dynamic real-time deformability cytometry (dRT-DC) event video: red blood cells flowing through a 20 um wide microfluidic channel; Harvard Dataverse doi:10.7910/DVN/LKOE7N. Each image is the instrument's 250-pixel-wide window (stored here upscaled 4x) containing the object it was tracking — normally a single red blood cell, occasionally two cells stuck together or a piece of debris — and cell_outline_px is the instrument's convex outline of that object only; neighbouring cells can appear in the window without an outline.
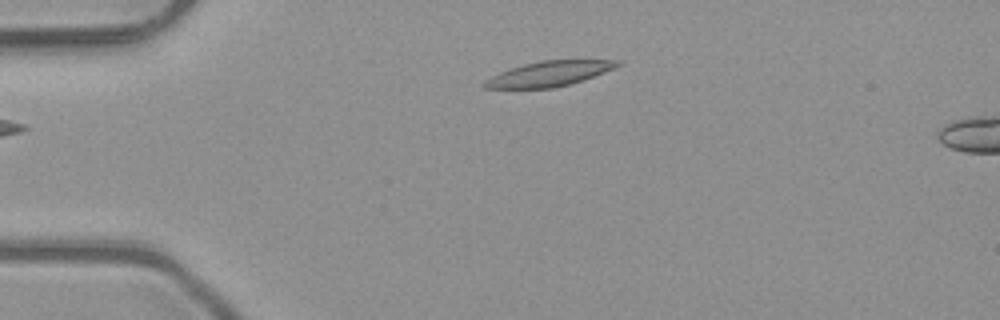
{"species": "common noctule bat (a hibernating species)", "species_latin": "Nyctalus noctula", "temperature_condition": "room temperature", "stored_images_in_passage": 3, "segment_of_instrument_passage": [1, 2], "camera_frame_rate_fps": 3000, "um_per_image_px": 0.085, "animal": {"sex": "male", "body_mass_g": 23.1, "forearm_length_mm": 52.7}, "frame": {"image": 1, "passage_image": 1, "time_ms": 0.0, "image_size_px": [1000, 320], "cell_outline_px": [[620, 64], [604, 72], [568, 84], [552, 88], [484, 88], [480, 84], [484, 80], [500, 72], [524, 64], [540, 60], [620, 60]], "centroid_in_image_um": [46.6, 6.27], "position_along_channel_um": 38.4, "area_um2": 19.02}}